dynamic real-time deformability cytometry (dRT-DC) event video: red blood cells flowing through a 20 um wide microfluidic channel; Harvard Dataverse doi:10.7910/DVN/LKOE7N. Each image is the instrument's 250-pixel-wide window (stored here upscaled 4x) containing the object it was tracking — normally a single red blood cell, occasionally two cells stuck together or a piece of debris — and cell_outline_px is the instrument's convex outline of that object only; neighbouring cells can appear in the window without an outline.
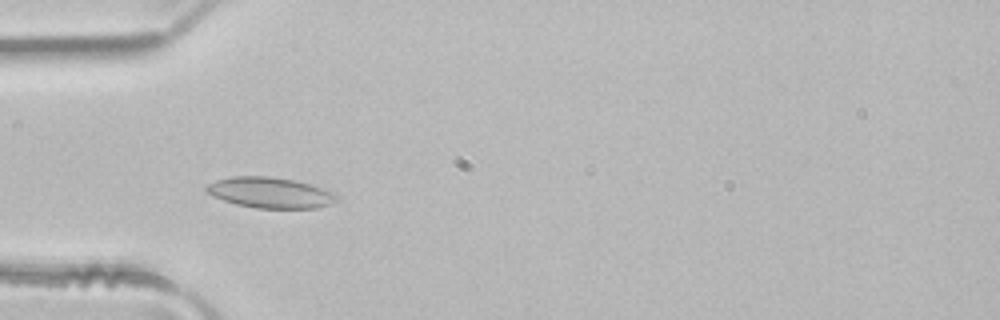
{"species": "common noctule bat (a hibernating species)", "species_latin": "Nyctalus noctula", "temperature_condition": "room temperature", "stored_images_in_passage": 12, "camera_frame_rate_fps": 3000, "um_per_image_px": 0.085, "animal": {"sex": "male", "body_mass_g": 21.5, "forearm_length_mm": 52.0}, "frame": {"image": 1, "passage_image": 6, "time_ms": 1.667, "image_size_px": [1000, 320], "cell_outline_px": [[336, 200], [328, 204], [316, 208], [256, 208], [236, 204], [212, 196], [204, 192], [204, 188], [208, 184], [216, 180], [232, 176], [268, 176], [292, 180], [308, 184], [336, 192]], "centroid_in_image_um": [22.9, 16.37], "position_along_channel_um": 62.1, "area_um2": 23.18}}
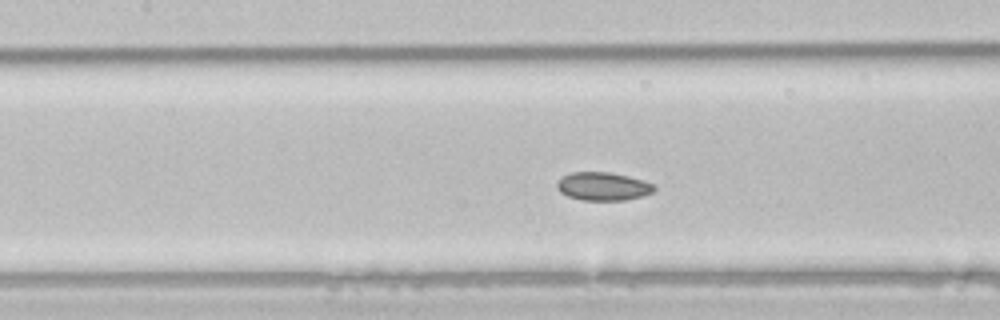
{"frame": {"image": 2, "passage_image": 10, "time_ms": 3.0, "image_size_px": [1000, 320], "cell_outline_px": [[656, 188], [652, 192], [644, 196], [624, 200], [580, 200], [568, 196], [560, 192], [556, 188], [556, 184], [564, 176], [572, 172], [608, 172], [628, 176], [644, 180], [656, 184]], "centroid_in_image_um": [51.29, 15.84], "position_along_channel_um": 156.1, "area_um2": 16.07}}